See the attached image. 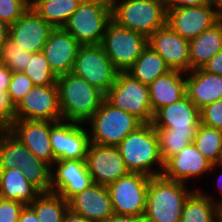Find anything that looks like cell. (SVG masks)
I'll return each mask as SVG.
<instances>
[{
  "label": "cell",
  "instance_id": "6da1fadb",
  "mask_svg": "<svg viewBox=\"0 0 222 222\" xmlns=\"http://www.w3.org/2000/svg\"><path fill=\"white\" fill-rule=\"evenodd\" d=\"M57 86L63 121L88 122L105 99L103 92L72 72L57 77Z\"/></svg>",
  "mask_w": 222,
  "mask_h": 222
},
{
  "label": "cell",
  "instance_id": "7a4b0ae2",
  "mask_svg": "<svg viewBox=\"0 0 222 222\" xmlns=\"http://www.w3.org/2000/svg\"><path fill=\"white\" fill-rule=\"evenodd\" d=\"M191 193L183 182L162 175L150 177L144 219L146 222H180L185 201Z\"/></svg>",
  "mask_w": 222,
  "mask_h": 222
},
{
  "label": "cell",
  "instance_id": "3957f363",
  "mask_svg": "<svg viewBox=\"0 0 222 222\" xmlns=\"http://www.w3.org/2000/svg\"><path fill=\"white\" fill-rule=\"evenodd\" d=\"M122 158L130 172L143 173L150 177L162 175L155 172L152 166L158 163L162 170V160L157 131L152 123H144L136 131L129 133L118 145Z\"/></svg>",
  "mask_w": 222,
  "mask_h": 222
},
{
  "label": "cell",
  "instance_id": "277c9868",
  "mask_svg": "<svg viewBox=\"0 0 222 222\" xmlns=\"http://www.w3.org/2000/svg\"><path fill=\"white\" fill-rule=\"evenodd\" d=\"M112 0V21L147 38L166 24L164 0Z\"/></svg>",
  "mask_w": 222,
  "mask_h": 222
},
{
  "label": "cell",
  "instance_id": "5b68a950",
  "mask_svg": "<svg viewBox=\"0 0 222 222\" xmlns=\"http://www.w3.org/2000/svg\"><path fill=\"white\" fill-rule=\"evenodd\" d=\"M88 122L93 134L90 142L104 146H118L129 133L144 124L136 116L114 107L106 99Z\"/></svg>",
  "mask_w": 222,
  "mask_h": 222
},
{
  "label": "cell",
  "instance_id": "8992f818",
  "mask_svg": "<svg viewBox=\"0 0 222 222\" xmlns=\"http://www.w3.org/2000/svg\"><path fill=\"white\" fill-rule=\"evenodd\" d=\"M105 99L114 107L136 116L143 123L153 121L148 85L127 72H118L115 83L105 94Z\"/></svg>",
  "mask_w": 222,
  "mask_h": 222
},
{
  "label": "cell",
  "instance_id": "52a82bcc",
  "mask_svg": "<svg viewBox=\"0 0 222 222\" xmlns=\"http://www.w3.org/2000/svg\"><path fill=\"white\" fill-rule=\"evenodd\" d=\"M112 21L111 4L80 3L63 27L81 45L101 44Z\"/></svg>",
  "mask_w": 222,
  "mask_h": 222
},
{
  "label": "cell",
  "instance_id": "ba28073f",
  "mask_svg": "<svg viewBox=\"0 0 222 222\" xmlns=\"http://www.w3.org/2000/svg\"><path fill=\"white\" fill-rule=\"evenodd\" d=\"M106 55L119 72H126L147 46V37L111 21L101 42Z\"/></svg>",
  "mask_w": 222,
  "mask_h": 222
},
{
  "label": "cell",
  "instance_id": "9c48e42d",
  "mask_svg": "<svg viewBox=\"0 0 222 222\" xmlns=\"http://www.w3.org/2000/svg\"><path fill=\"white\" fill-rule=\"evenodd\" d=\"M71 72L106 94L115 83L119 71L101 44H90L79 47Z\"/></svg>",
  "mask_w": 222,
  "mask_h": 222
},
{
  "label": "cell",
  "instance_id": "30bf717a",
  "mask_svg": "<svg viewBox=\"0 0 222 222\" xmlns=\"http://www.w3.org/2000/svg\"><path fill=\"white\" fill-rule=\"evenodd\" d=\"M149 181L148 175L129 172L107 186L114 214L144 216Z\"/></svg>",
  "mask_w": 222,
  "mask_h": 222
},
{
  "label": "cell",
  "instance_id": "8fae6325",
  "mask_svg": "<svg viewBox=\"0 0 222 222\" xmlns=\"http://www.w3.org/2000/svg\"><path fill=\"white\" fill-rule=\"evenodd\" d=\"M16 120L62 121L58 86L30 89L16 105Z\"/></svg>",
  "mask_w": 222,
  "mask_h": 222
},
{
  "label": "cell",
  "instance_id": "7c38bea8",
  "mask_svg": "<svg viewBox=\"0 0 222 222\" xmlns=\"http://www.w3.org/2000/svg\"><path fill=\"white\" fill-rule=\"evenodd\" d=\"M93 183L109 186L127 175V169L118 146H104L91 142L85 158Z\"/></svg>",
  "mask_w": 222,
  "mask_h": 222
},
{
  "label": "cell",
  "instance_id": "4fadbf2b",
  "mask_svg": "<svg viewBox=\"0 0 222 222\" xmlns=\"http://www.w3.org/2000/svg\"><path fill=\"white\" fill-rule=\"evenodd\" d=\"M166 9V25L189 41L219 22L212 3Z\"/></svg>",
  "mask_w": 222,
  "mask_h": 222
},
{
  "label": "cell",
  "instance_id": "5bb4252c",
  "mask_svg": "<svg viewBox=\"0 0 222 222\" xmlns=\"http://www.w3.org/2000/svg\"><path fill=\"white\" fill-rule=\"evenodd\" d=\"M79 123L57 122L50 129V144L55 160H85L90 135Z\"/></svg>",
  "mask_w": 222,
  "mask_h": 222
},
{
  "label": "cell",
  "instance_id": "9a60e30c",
  "mask_svg": "<svg viewBox=\"0 0 222 222\" xmlns=\"http://www.w3.org/2000/svg\"><path fill=\"white\" fill-rule=\"evenodd\" d=\"M147 45L155 50L171 70L190 71L189 40L174 32L168 25L147 38Z\"/></svg>",
  "mask_w": 222,
  "mask_h": 222
},
{
  "label": "cell",
  "instance_id": "2e32d148",
  "mask_svg": "<svg viewBox=\"0 0 222 222\" xmlns=\"http://www.w3.org/2000/svg\"><path fill=\"white\" fill-rule=\"evenodd\" d=\"M53 29L30 6L19 19L9 26V37L23 50L37 53L43 51Z\"/></svg>",
  "mask_w": 222,
  "mask_h": 222
},
{
  "label": "cell",
  "instance_id": "e0dca14e",
  "mask_svg": "<svg viewBox=\"0 0 222 222\" xmlns=\"http://www.w3.org/2000/svg\"><path fill=\"white\" fill-rule=\"evenodd\" d=\"M200 123V109L187 95L158 109L152 121L154 128H167L180 133H196Z\"/></svg>",
  "mask_w": 222,
  "mask_h": 222
},
{
  "label": "cell",
  "instance_id": "ac0fdd59",
  "mask_svg": "<svg viewBox=\"0 0 222 222\" xmlns=\"http://www.w3.org/2000/svg\"><path fill=\"white\" fill-rule=\"evenodd\" d=\"M57 122L15 120L9 129L38 159L51 167L56 161L50 144V129Z\"/></svg>",
  "mask_w": 222,
  "mask_h": 222
},
{
  "label": "cell",
  "instance_id": "d6986e66",
  "mask_svg": "<svg viewBox=\"0 0 222 222\" xmlns=\"http://www.w3.org/2000/svg\"><path fill=\"white\" fill-rule=\"evenodd\" d=\"M56 173L51 174L50 192L68 201L93 184L85 160H56Z\"/></svg>",
  "mask_w": 222,
  "mask_h": 222
},
{
  "label": "cell",
  "instance_id": "ffe728a7",
  "mask_svg": "<svg viewBox=\"0 0 222 222\" xmlns=\"http://www.w3.org/2000/svg\"><path fill=\"white\" fill-rule=\"evenodd\" d=\"M81 44L64 28H54L43 47V53L56 77L72 71Z\"/></svg>",
  "mask_w": 222,
  "mask_h": 222
},
{
  "label": "cell",
  "instance_id": "44dd1931",
  "mask_svg": "<svg viewBox=\"0 0 222 222\" xmlns=\"http://www.w3.org/2000/svg\"><path fill=\"white\" fill-rule=\"evenodd\" d=\"M68 208L89 222H104L114 214L107 187L96 183L72 196Z\"/></svg>",
  "mask_w": 222,
  "mask_h": 222
},
{
  "label": "cell",
  "instance_id": "7402d4cb",
  "mask_svg": "<svg viewBox=\"0 0 222 222\" xmlns=\"http://www.w3.org/2000/svg\"><path fill=\"white\" fill-rule=\"evenodd\" d=\"M213 167L216 165L206 159L194 143H191L164 163L162 176L185 183L188 178L202 175Z\"/></svg>",
  "mask_w": 222,
  "mask_h": 222
},
{
  "label": "cell",
  "instance_id": "603a6c76",
  "mask_svg": "<svg viewBox=\"0 0 222 222\" xmlns=\"http://www.w3.org/2000/svg\"><path fill=\"white\" fill-rule=\"evenodd\" d=\"M189 76L185 79L186 95L200 110L222 99V75L212 74L203 68H197L191 70Z\"/></svg>",
  "mask_w": 222,
  "mask_h": 222
},
{
  "label": "cell",
  "instance_id": "cb8c5ba5",
  "mask_svg": "<svg viewBox=\"0 0 222 222\" xmlns=\"http://www.w3.org/2000/svg\"><path fill=\"white\" fill-rule=\"evenodd\" d=\"M181 71L170 70L157 77L149 87V97L153 114L163 106L179 101L186 95V80Z\"/></svg>",
  "mask_w": 222,
  "mask_h": 222
},
{
  "label": "cell",
  "instance_id": "d4e9b609",
  "mask_svg": "<svg viewBox=\"0 0 222 222\" xmlns=\"http://www.w3.org/2000/svg\"><path fill=\"white\" fill-rule=\"evenodd\" d=\"M41 192L28 182L21 170H0V197L30 205Z\"/></svg>",
  "mask_w": 222,
  "mask_h": 222
},
{
  "label": "cell",
  "instance_id": "484cf974",
  "mask_svg": "<svg viewBox=\"0 0 222 222\" xmlns=\"http://www.w3.org/2000/svg\"><path fill=\"white\" fill-rule=\"evenodd\" d=\"M222 49V22L189 41L190 71L202 68Z\"/></svg>",
  "mask_w": 222,
  "mask_h": 222
},
{
  "label": "cell",
  "instance_id": "4316f807",
  "mask_svg": "<svg viewBox=\"0 0 222 222\" xmlns=\"http://www.w3.org/2000/svg\"><path fill=\"white\" fill-rule=\"evenodd\" d=\"M170 70L163 58L147 45L126 72L141 83L149 85Z\"/></svg>",
  "mask_w": 222,
  "mask_h": 222
},
{
  "label": "cell",
  "instance_id": "83f0119b",
  "mask_svg": "<svg viewBox=\"0 0 222 222\" xmlns=\"http://www.w3.org/2000/svg\"><path fill=\"white\" fill-rule=\"evenodd\" d=\"M79 5L78 0H30V6L53 28H63Z\"/></svg>",
  "mask_w": 222,
  "mask_h": 222
},
{
  "label": "cell",
  "instance_id": "f1b7e54d",
  "mask_svg": "<svg viewBox=\"0 0 222 222\" xmlns=\"http://www.w3.org/2000/svg\"><path fill=\"white\" fill-rule=\"evenodd\" d=\"M221 206L203 192L194 191L186 199L180 222H216Z\"/></svg>",
  "mask_w": 222,
  "mask_h": 222
},
{
  "label": "cell",
  "instance_id": "f546056e",
  "mask_svg": "<svg viewBox=\"0 0 222 222\" xmlns=\"http://www.w3.org/2000/svg\"><path fill=\"white\" fill-rule=\"evenodd\" d=\"M28 148L7 129L0 138V170H22L27 162Z\"/></svg>",
  "mask_w": 222,
  "mask_h": 222
},
{
  "label": "cell",
  "instance_id": "4dcf8cb0",
  "mask_svg": "<svg viewBox=\"0 0 222 222\" xmlns=\"http://www.w3.org/2000/svg\"><path fill=\"white\" fill-rule=\"evenodd\" d=\"M29 206L36 213L39 222H62L68 210V201L59 194L47 192L41 193Z\"/></svg>",
  "mask_w": 222,
  "mask_h": 222
},
{
  "label": "cell",
  "instance_id": "1f68e13d",
  "mask_svg": "<svg viewBox=\"0 0 222 222\" xmlns=\"http://www.w3.org/2000/svg\"><path fill=\"white\" fill-rule=\"evenodd\" d=\"M193 143L212 164H216L222 149V130L200 123Z\"/></svg>",
  "mask_w": 222,
  "mask_h": 222
},
{
  "label": "cell",
  "instance_id": "d6a6232c",
  "mask_svg": "<svg viewBox=\"0 0 222 222\" xmlns=\"http://www.w3.org/2000/svg\"><path fill=\"white\" fill-rule=\"evenodd\" d=\"M157 131L159 150L163 162L176 155L193 143L196 133L174 132L167 128H155Z\"/></svg>",
  "mask_w": 222,
  "mask_h": 222
},
{
  "label": "cell",
  "instance_id": "836d02e7",
  "mask_svg": "<svg viewBox=\"0 0 222 222\" xmlns=\"http://www.w3.org/2000/svg\"><path fill=\"white\" fill-rule=\"evenodd\" d=\"M49 166L48 163L38 159L33 153L28 151L27 162L21 171L30 184L41 193H47L50 192L51 174L53 173Z\"/></svg>",
  "mask_w": 222,
  "mask_h": 222
},
{
  "label": "cell",
  "instance_id": "e575fe53",
  "mask_svg": "<svg viewBox=\"0 0 222 222\" xmlns=\"http://www.w3.org/2000/svg\"><path fill=\"white\" fill-rule=\"evenodd\" d=\"M22 72L32 80L34 86L57 85V77L51 71L45 54L42 51L32 54V58Z\"/></svg>",
  "mask_w": 222,
  "mask_h": 222
},
{
  "label": "cell",
  "instance_id": "d590c367",
  "mask_svg": "<svg viewBox=\"0 0 222 222\" xmlns=\"http://www.w3.org/2000/svg\"><path fill=\"white\" fill-rule=\"evenodd\" d=\"M32 54V52L23 50L8 37L0 54V63L12 72H22L32 58Z\"/></svg>",
  "mask_w": 222,
  "mask_h": 222
},
{
  "label": "cell",
  "instance_id": "8d00e7d4",
  "mask_svg": "<svg viewBox=\"0 0 222 222\" xmlns=\"http://www.w3.org/2000/svg\"><path fill=\"white\" fill-rule=\"evenodd\" d=\"M30 7V0H0V21L9 26Z\"/></svg>",
  "mask_w": 222,
  "mask_h": 222
},
{
  "label": "cell",
  "instance_id": "74e56055",
  "mask_svg": "<svg viewBox=\"0 0 222 222\" xmlns=\"http://www.w3.org/2000/svg\"><path fill=\"white\" fill-rule=\"evenodd\" d=\"M34 87L30 80L23 72H13L9 84L8 92L12 101L17 105L21 99Z\"/></svg>",
  "mask_w": 222,
  "mask_h": 222
},
{
  "label": "cell",
  "instance_id": "f35d334b",
  "mask_svg": "<svg viewBox=\"0 0 222 222\" xmlns=\"http://www.w3.org/2000/svg\"><path fill=\"white\" fill-rule=\"evenodd\" d=\"M16 120V105L11 99L8 89H0V123L10 129Z\"/></svg>",
  "mask_w": 222,
  "mask_h": 222
},
{
  "label": "cell",
  "instance_id": "ab89813d",
  "mask_svg": "<svg viewBox=\"0 0 222 222\" xmlns=\"http://www.w3.org/2000/svg\"><path fill=\"white\" fill-rule=\"evenodd\" d=\"M201 123L222 130V99L200 110Z\"/></svg>",
  "mask_w": 222,
  "mask_h": 222
},
{
  "label": "cell",
  "instance_id": "60d3db41",
  "mask_svg": "<svg viewBox=\"0 0 222 222\" xmlns=\"http://www.w3.org/2000/svg\"><path fill=\"white\" fill-rule=\"evenodd\" d=\"M24 204L0 198V222H18Z\"/></svg>",
  "mask_w": 222,
  "mask_h": 222
},
{
  "label": "cell",
  "instance_id": "b9f144b4",
  "mask_svg": "<svg viewBox=\"0 0 222 222\" xmlns=\"http://www.w3.org/2000/svg\"><path fill=\"white\" fill-rule=\"evenodd\" d=\"M166 8H180L211 4L212 0H164Z\"/></svg>",
  "mask_w": 222,
  "mask_h": 222
},
{
  "label": "cell",
  "instance_id": "7bdbcfd3",
  "mask_svg": "<svg viewBox=\"0 0 222 222\" xmlns=\"http://www.w3.org/2000/svg\"><path fill=\"white\" fill-rule=\"evenodd\" d=\"M202 68L209 73L222 75V49L216 53Z\"/></svg>",
  "mask_w": 222,
  "mask_h": 222
},
{
  "label": "cell",
  "instance_id": "ee69618b",
  "mask_svg": "<svg viewBox=\"0 0 222 222\" xmlns=\"http://www.w3.org/2000/svg\"><path fill=\"white\" fill-rule=\"evenodd\" d=\"M104 222H146V220L144 219V216H128L113 214Z\"/></svg>",
  "mask_w": 222,
  "mask_h": 222
},
{
  "label": "cell",
  "instance_id": "f6af8a7d",
  "mask_svg": "<svg viewBox=\"0 0 222 222\" xmlns=\"http://www.w3.org/2000/svg\"><path fill=\"white\" fill-rule=\"evenodd\" d=\"M12 73L4 64L0 63V89H9Z\"/></svg>",
  "mask_w": 222,
  "mask_h": 222
},
{
  "label": "cell",
  "instance_id": "bcb514c9",
  "mask_svg": "<svg viewBox=\"0 0 222 222\" xmlns=\"http://www.w3.org/2000/svg\"><path fill=\"white\" fill-rule=\"evenodd\" d=\"M18 222H39V220L34 210L29 205H25L20 213Z\"/></svg>",
  "mask_w": 222,
  "mask_h": 222
},
{
  "label": "cell",
  "instance_id": "7dc6e473",
  "mask_svg": "<svg viewBox=\"0 0 222 222\" xmlns=\"http://www.w3.org/2000/svg\"><path fill=\"white\" fill-rule=\"evenodd\" d=\"M62 222H89L82 215L72 212L69 208L65 212Z\"/></svg>",
  "mask_w": 222,
  "mask_h": 222
},
{
  "label": "cell",
  "instance_id": "c3c4849f",
  "mask_svg": "<svg viewBox=\"0 0 222 222\" xmlns=\"http://www.w3.org/2000/svg\"><path fill=\"white\" fill-rule=\"evenodd\" d=\"M8 37H9V25L3 21H0V54Z\"/></svg>",
  "mask_w": 222,
  "mask_h": 222
},
{
  "label": "cell",
  "instance_id": "681fc988",
  "mask_svg": "<svg viewBox=\"0 0 222 222\" xmlns=\"http://www.w3.org/2000/svg\"><path fill=\"white\" fill-rule=\"evenodd\" d=\"M213 7L216 6V16L219 22H222V0H212Z\"/></svg>",
  "mask_w": 222,
  "mask_h": 222
},
{
  "label": "cell",
  "instance_id": "f907efd6",
  "mask_svg": "<svg viewBox=\"0 0 222 222\" xmlns=\"http://www.w3.org/2000/svg\"><path fill=\"white\" fill-rule=\"evenodd\" d=\"M80 3H98V4H112V0H78Z\"/></svg>",
  "mask_w": 222,
  "mask_h": 222
},
{
  "label": "cell",
  "instance_id": "816d5d0a",
  "mask_svg": "<svg viewBox=\"0 0 222 222\" xmlns=\"http://www.w3.org/2000/svg\"><path fill=\"white\" fill-rule=\"evenodd\" d=\"M7 129L0 123V138Z\"/></svg>",
  "mask_w": 222,
  "mask_h": 222
},
{
  "label": "cell",
  "instance_id": "f5cc1de1",
  "mask_svg": "<svg viewBox=\"0 0 222 222\" xmlns=\"http://www.w3.org/2000/svg\"><path fill=\"white\" fill-rule=\"evenodd\" d=\"M221 176H222V174H221ZM221 176H220V178H221ZM220 178H219V179H220ZM219 179H218V185H219V189L221 190V193H222V186H221L220 183H219V182H220ZM218 205H219V206H222V200L218 202Z\"/></svg>",
  "mask_w": 222,
  "mask_h": 222
},
{
  "label": "cell",
  "instance_id": "db71d44e",
  "mask_svg": "<svg viewBox=\"0 0 222 222\" xmlns=\"http://www.w3.org/2000/svg\"><path fill=\"white\" fill-rule=\"evenodd\" d=\"M222 165V149H221V153H220V156H219V159L217 161V163L215 165Z\"/></svg>",
  "mask_w": 222,
  "mask_h": 222
},
{
  "label": "cell",
  "instance_id": "11a10c76",
  "mask_svg": "<svg viewBox=\"0 0 222 222\" xmlns=\"http://www.w3.org/2000/svg\"><path fill=\"white\" fill-rule=\"evenodd\" d=\"M216 222H222V211L219 212Z\"/></svg>",
  "mask_w": 222,
  "mask_h": 222
}]
</instances>
